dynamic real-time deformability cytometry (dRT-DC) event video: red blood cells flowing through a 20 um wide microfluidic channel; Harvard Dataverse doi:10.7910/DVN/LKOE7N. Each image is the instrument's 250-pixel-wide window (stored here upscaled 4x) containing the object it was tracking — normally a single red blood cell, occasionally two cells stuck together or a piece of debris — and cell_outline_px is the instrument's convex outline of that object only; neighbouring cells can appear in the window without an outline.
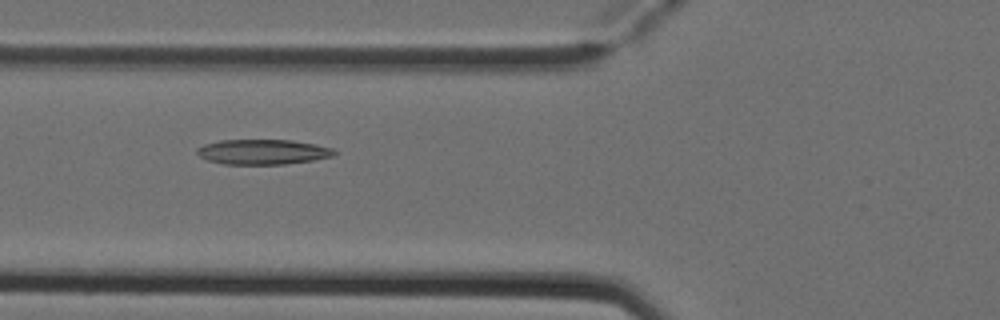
{"species": "Egyptian fruit bat (a non-hibernating species)", "species_latin": "Rousettus aegyptiacus", "temperature_condition": "cold", "stored_images_in_passage": 7, "camera_frame_rate_fps": 3000, "um_per_image_px": 0.085, "animal": {"sex": "female"}, "frame": {"image": 1, "passage_image": 5, "time_ms": 1.333, "image_size_px": [1000, 320], "cell_outline_px": [[340, 152], [336, 156], [312, 160], [284, 164], [224, 164], [208, 160], [200, 156], [196, 152], [196, 148], [204, 144], [220, 140], [292, 140], [316, 144], [332, 148]], "centroid_in_image_um": [22.38, 12.9], "position_along_channel_um": 103.4, "area_um2": 20.17}}
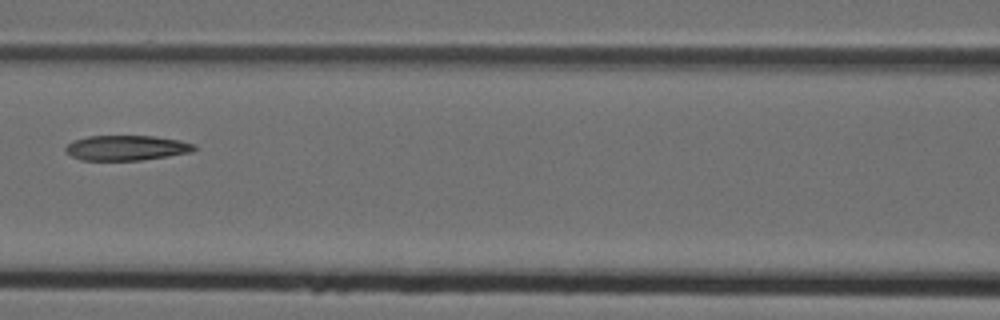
{"frame": {"image": 2, "passage_image": 6, "time_ms": 1.667, "image_size_px": [1000, 320], "cell_outline_px": [[196, 148], [192, 152], [168, 156], [140, 160], [80, 160], [64, 152], [64, 148], [72, 140], [88, 136], [156, 136], [180, 140], [196, 144]], "centroid_in_image_um": [10.74, 12.56], "position_along_channel_um": 155.9, "area_um2": 18.96}}
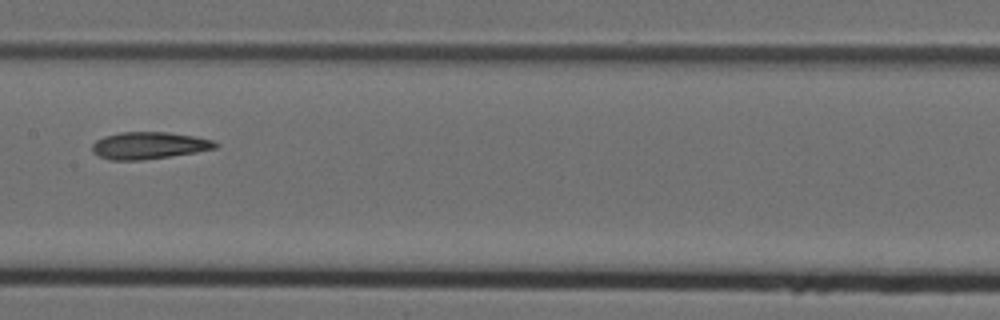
{"frame": {"image": 3, "passage_image": 7, "time_ms": 2.0, "image_size_px": [1000, 320], "cell_outline_px": [[220, 144], [216, 148], [196, 152], [140, 160], [108, 160], [92, 152], [92, 144], [96, 140], [104, 136], [120, 132], [168, 132], [192, 136], [212, 140]], "centroid_in_image_um": [12.63, 12.36], "position_along_channel_um": 194.8, "area_um2": 19.31}}